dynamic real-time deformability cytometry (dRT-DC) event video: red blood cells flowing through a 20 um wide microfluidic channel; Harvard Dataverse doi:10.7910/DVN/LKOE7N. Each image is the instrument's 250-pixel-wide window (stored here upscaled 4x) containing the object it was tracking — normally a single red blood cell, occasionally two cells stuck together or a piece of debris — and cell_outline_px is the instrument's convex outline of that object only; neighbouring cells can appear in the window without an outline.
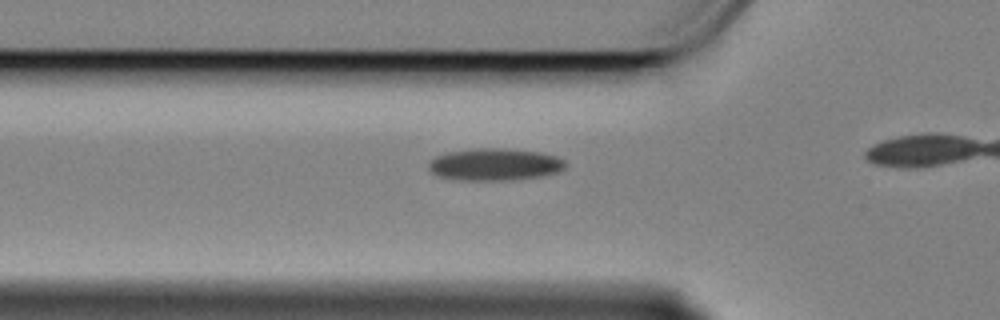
{"species": "Egyptian fruit bat (a non-hibernating species)", "species_latin": "Rousettus aegyptiacus", "temperature_condition": "cold", "stored_images_in_passage": 13, "camera_frame_rate_fps": 3000, "um_per_image_px": 0.085, "animal": {"sex": "female"}, "frame": {"image": 1, "passage_image": 8, "time_ms": 2.333, "image_size_px": [1000, 320], "cell_outline_px": [[568, 164], [564, 168], [556, 172], [540, 176], [508, 180], [460, 180], [440, 176], [432, 172], [428, 168], [428, 164], [436, 156], [448, 152], [480, 148], [504, 148], [540, 152], [556, 156], [564, 160]], "centroid_in_image_um": [42.07, 13.97], "position_along_channel_um": 83.7, "area_um2": 25.43}}
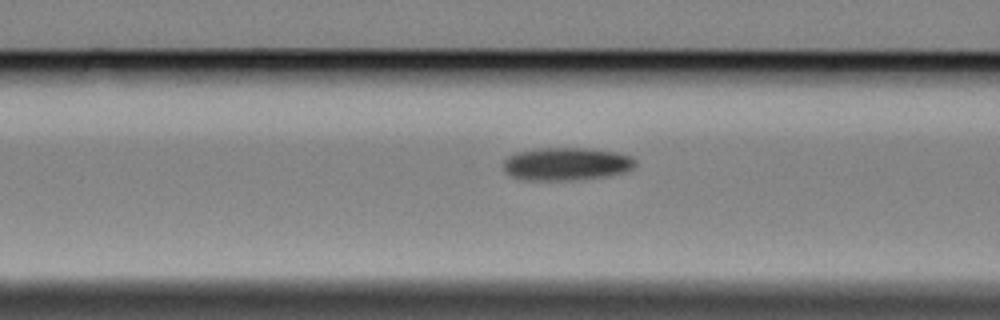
{"frame": {"image": 2, "passage_image": 11, "time_ms": 3.333, "image_size_px": [1000, 320], "cell_outline_px": [[636, 164], [632, 168], [624, 172], [608, 176], [568, 180], [524, 180], [512, 176], [504, 172], [504, 160], [508, 156], [516, 152], [536, 148], [584, 148], [616, 152], [632, 156], [636, 160]], "centroid_in_image_um": [48.13, 13.93], "position_along_channel_um": 118.5, "area_um2": 25.37}}